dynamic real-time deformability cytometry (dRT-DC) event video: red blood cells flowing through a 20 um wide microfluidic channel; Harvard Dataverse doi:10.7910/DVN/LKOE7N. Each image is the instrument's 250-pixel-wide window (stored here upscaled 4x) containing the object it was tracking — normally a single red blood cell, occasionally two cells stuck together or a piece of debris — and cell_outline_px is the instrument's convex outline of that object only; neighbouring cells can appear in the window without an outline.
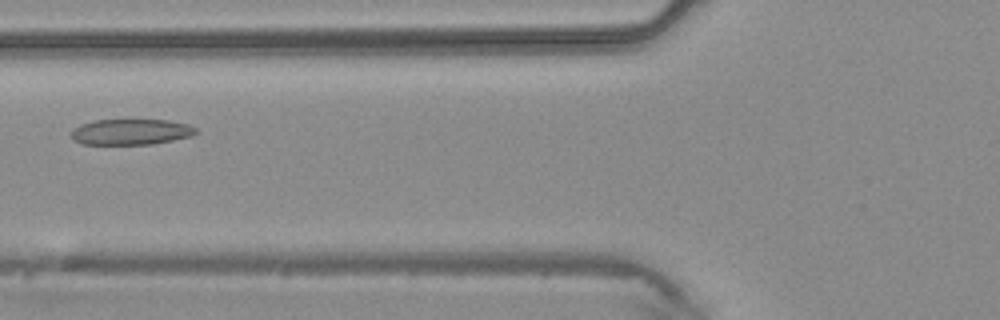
{"species": "common noctule bat (a hibernating species)", "species_latin": "Nyctalus noctula", "temperature_condition": "warm", "stored_images_in_passage": 39, "camera_frame_rate_fps": 3000, "um_per_image_px": 0.085, "animal": {"sex": "male", "body_mass_g": 20.4}, "frame": {"image": 1, "passage_image": 13, "time_ms": 4.0, "image_size_px": [1000, 320], "cell_outline_px": [[200, 132], [192, 136], [152, 144], [84, 144], [72, 140], [68, 132], [72, 128], [80, 124], [96, 120], [168, 120], [188, 124], [196, 128]], "centroid_in_image_um": [11.1, 11.21], "position_along_channel_um": 114.7, "area_um2": 18.96}}
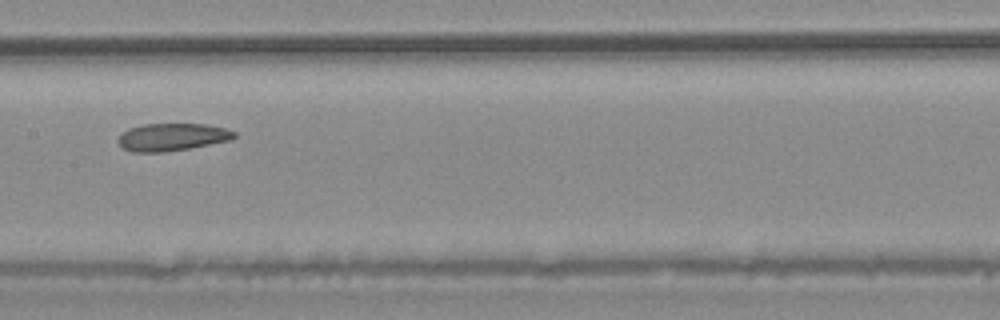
{"frame": {"image": 2, "passage_image": 18, "time_ms": 5.667, "image_size_px": [1000, 320], "cell_outline_px": [[236, 136], [232, 140], [192, 148], [164, 152], [132, 152], [124, 148], [116, 140], [128, 128], [144, 124], [204, 124], [224, 128], [236, 132]], "centroid_in_image_um": [14.65, 11.65], "position_along_channel_um": 192.7, "area_um2": 18.67}}
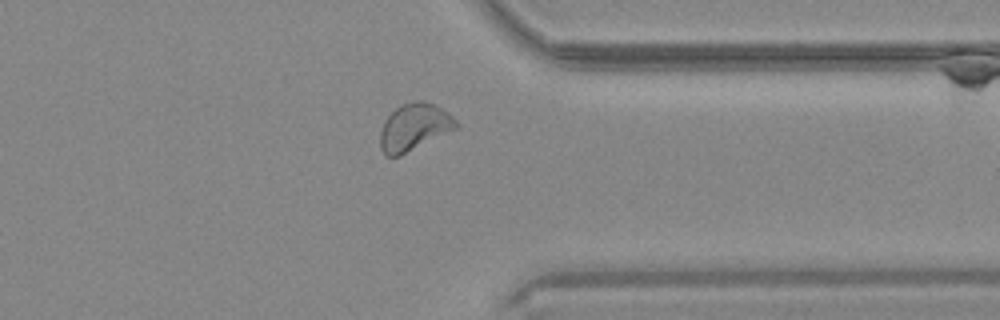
{"frame": {"image": 3, "passage_image": 30, "time_ms": 9.667, "image_size_px": [1000, 320], "cell_outline_px": [[460, 124], [456, 128], [400, 156], [384, 156], [380, 148], [380, 132], [384, 120], [400, 104], [416, 100], [424, 100], [436, 104], [448, 112]], "centroid_in_image_um": [35.19, 10.79], "position_along_channel_um": 376.2, "area_um2": 20.92}}